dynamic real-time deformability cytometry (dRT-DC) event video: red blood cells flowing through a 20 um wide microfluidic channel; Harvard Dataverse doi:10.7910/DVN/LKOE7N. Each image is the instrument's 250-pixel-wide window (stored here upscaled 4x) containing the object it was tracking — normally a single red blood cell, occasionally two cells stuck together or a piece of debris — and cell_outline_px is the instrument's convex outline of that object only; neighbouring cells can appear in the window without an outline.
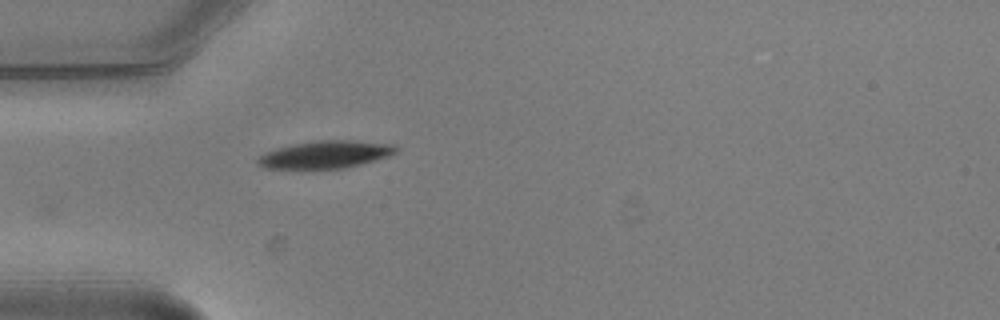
{"species": "common noctule bat (a hibernating species)", "species_latin": "Nyctalus noctula", "temperature_condition": "warm", "stored_images_in_passage": 2, "camera_frame_rate_fps": 3000, "um_per_image_px": 0.085, "animal": {"sex": "male", "body_mass_g": 20.5, "forearm_length_mm": 52.5}, "frame": {"image": 1, "passage_image": 2, "time_ms": 0.333, "image_size_px": [1000, 320], "cell_outline_px": [[400, 148], [396, 152], [388, 156], [360, 164], [344, 168], [264, 168], [256, 160], [260, 156], [276, 148], [292, 144], [320, 140], [352, 140], [392, 144]], "centroid_in_image_um": [27.7, 13.12], "position_along_channel_um": 57.3, "area_um2": 21.79}}